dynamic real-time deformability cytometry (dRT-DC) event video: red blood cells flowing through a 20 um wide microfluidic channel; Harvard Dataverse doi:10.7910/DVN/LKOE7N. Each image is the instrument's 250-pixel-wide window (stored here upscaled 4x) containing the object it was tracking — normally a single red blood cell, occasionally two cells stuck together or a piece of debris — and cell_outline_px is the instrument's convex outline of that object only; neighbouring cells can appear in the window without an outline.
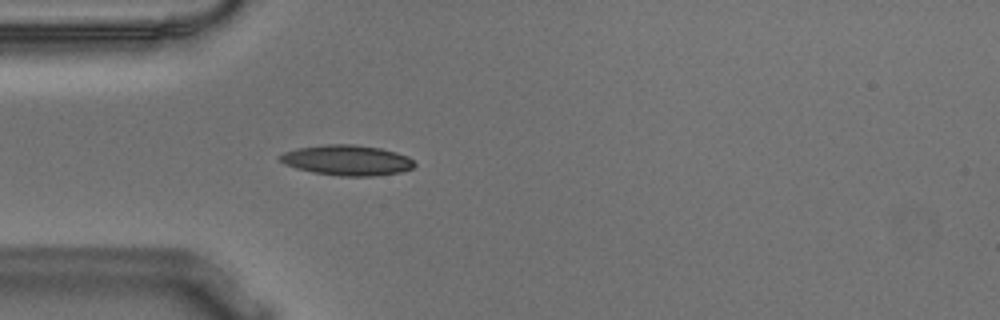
{"species": "Egyptian fruit bat (a non-hibernating species)", "species_latin": "Rousettus aegyptiacus", "temperature_condition": "warm", "stored_images_in_passage": 42, "camera_frame_rate_fps": 3000, "um_per_image_px": 0.085, "animal": {"sex": "male"}, "frame": {"image": 1, "passage_image": 9, "time_ms": 2.667, "image_size_px": [1000, 320], "cell_outline_px": [[416, 164], [412, 168], [400, 172], [372, 176], [340, 176], [312, 172], [296, 168], [284, 164], [280, 160], [280, 156], [284, 152], [296, 148], [324, 144], [352, 144], [380, 148], [396, 152], [408, 156]], "centroid_in_image_um": [29.49, 13.61], "position_along_channel_um": 55.5, "area_um2": 23.76}}
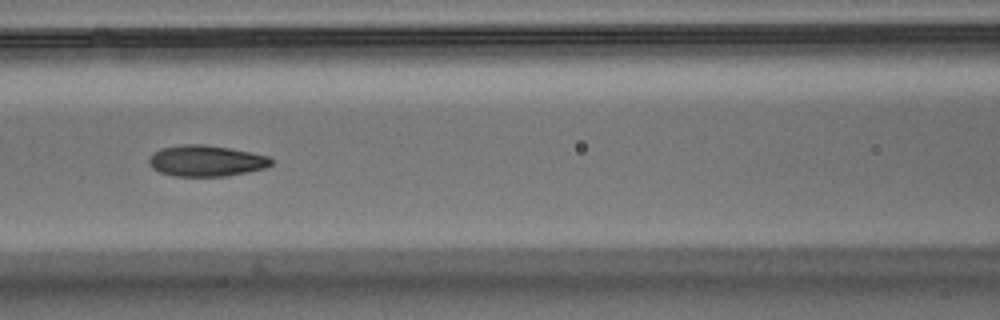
{"frame": {"image": 2, "passage_image": 17, "time_ms": 5.333, "image_size_px": [1000, 320], "cell_outline_px": [[272, 164], [264, 168], [248, 172], [224, 176], [172, 176], [160, 172], [152, 168], [148, 164], [148, 160], [152, 152], [160, 148], [180, 144], [204, 144], [228, 148], [268, 156], [272, 160]], "centroid_in_image_um": [17.45, 13.67], "position_along_channel_um": 149.1, "area_um2": 22.2}}
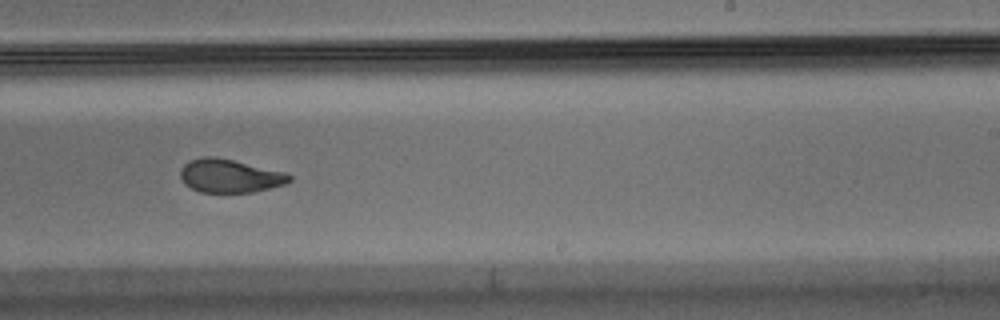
{"frame": {"image": 3, "passage_image": 27, "time_ms": 8.667, "image_size_px": [1000, 320], "cell_outline_px": [[292, 180], [284, 184], [252, 192], [200, 192], [184, 184], [180, 176], [180, 168], [188, 160], [204, 156], [216, 156], [284, 172], [292, 176]], "centroid_in_image_um": [19.48, 14.94], "position_along_channel_um": 269.5, "area_um2": 21.15}, "authors_computed_cell_mechanics": {"area_um2": 22.1374, "velocity_mm_per_s": 3.6187, "shape_relaxation_time_tau1_ms": 5.8983, "shape_relaxation_time_tau2_ms": 1.8576, "deformation_change_tau1": 0.1913, "deformation_change_tau2": 0.0675}}